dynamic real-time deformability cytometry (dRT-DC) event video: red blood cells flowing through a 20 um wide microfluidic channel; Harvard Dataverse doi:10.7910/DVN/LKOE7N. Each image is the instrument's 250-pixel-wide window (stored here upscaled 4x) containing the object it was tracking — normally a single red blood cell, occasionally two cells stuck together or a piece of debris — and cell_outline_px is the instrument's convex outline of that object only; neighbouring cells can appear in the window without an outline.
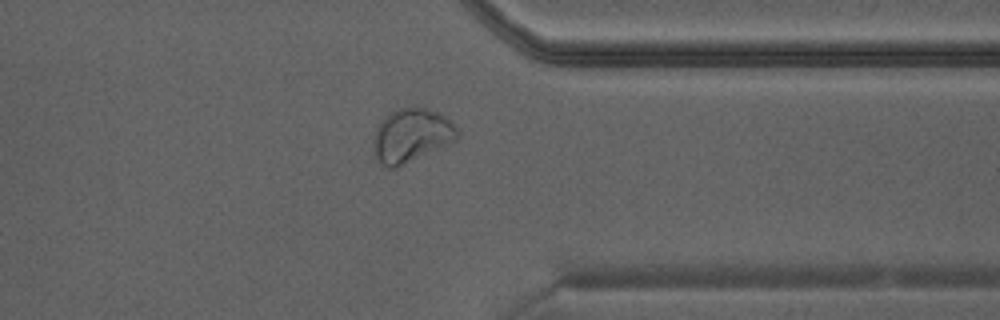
{"species": "Egyptian fruit bat (a non-hibernating species)", "species_latin": "Rousettus aegyptiacus", "temperature_condition": "warm", "stored_images_in_passage": 22, "camera_frame_rate_fps": 3000, "um_per_image_px": 0.085, "animal": {"sex": "male"}, "frame": {"image": 1, "passage_image": 16, "time_ms": 5.0, "image_size_px": [1000, 320], "cell_outline_px": [[460, 136], [456, 140], [396, 168], [388, 168], [380, 164], [376, 160], [372, 144], [372, 136], [380, 120], [392, 112], [400, 108], [424, 108], [436, 112], [444, 116], [460, 132]], "centroid_in_image_um": [34.91, 11.54], "position_along_channel_um": 376.5, "area_um2": 26.13}}